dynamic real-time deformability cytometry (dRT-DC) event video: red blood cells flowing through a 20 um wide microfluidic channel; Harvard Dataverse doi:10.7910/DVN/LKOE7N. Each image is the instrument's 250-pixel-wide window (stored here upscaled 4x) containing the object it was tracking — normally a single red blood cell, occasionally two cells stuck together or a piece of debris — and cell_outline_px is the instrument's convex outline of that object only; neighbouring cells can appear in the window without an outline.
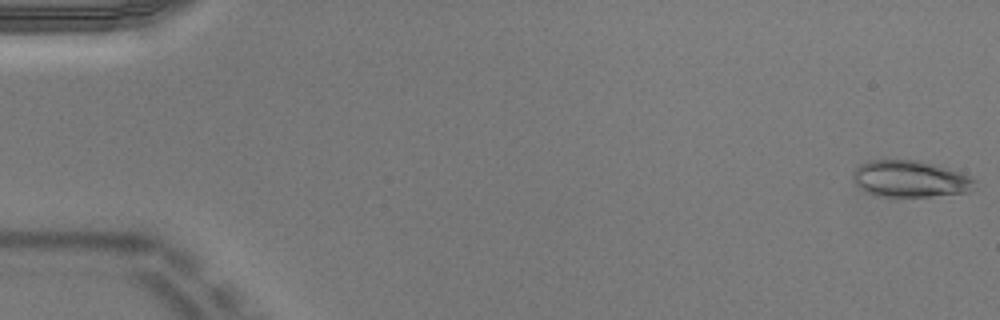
{"species": "Egyptian fruit bat (a non-hibernating species)", "species_latin": "Rousettus aegyptiacus", "temperature_condition": "warm", "stored_images_in_passage": 51, "camera_frame_rate_fps": 3000, "um_per_image_px": 0.085, "animal": {"sex": "male"}, "frame": {"image": 1, "passage_image": 1, "time_ms": 0.0, "image_size_px": [1000, 320], "cell_outline_px": [[976, 180], [968, 192], [928, 196], [876, 196], [868, 192], [856, 184], [852, 180], [852, 172], [860, 164], [868, 160], [912, 160], [932, 164], [960, 172]], "centroid_in_image_um": [77.3, 15.2], "position_along_channel_um": 7.7, "area_um2": 25.55}}
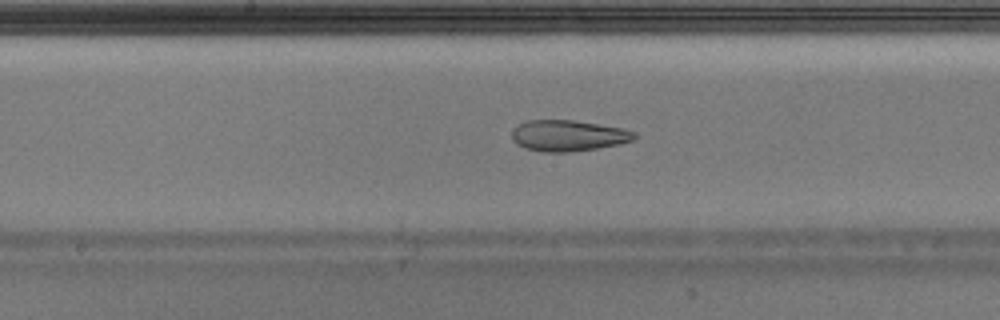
{"frame": {"image": 2, "passage_image": 27, "time_ms": 8.667, "image_size_px": [1000, 320], "cell_outline_px": [[636, 136], [632, 140], [620, 144], [596, 148], [568, 152], [540, 152], [524, 148], [516, 144], [512, 140], [512, 132], [520, 124], [528, 120], [572, 120], [624, 128], [636, 132]], "centroid_in_image_um": [48.29, 11.53], "position_along_channel_um": 199.9, "area_um2": 22.14}}
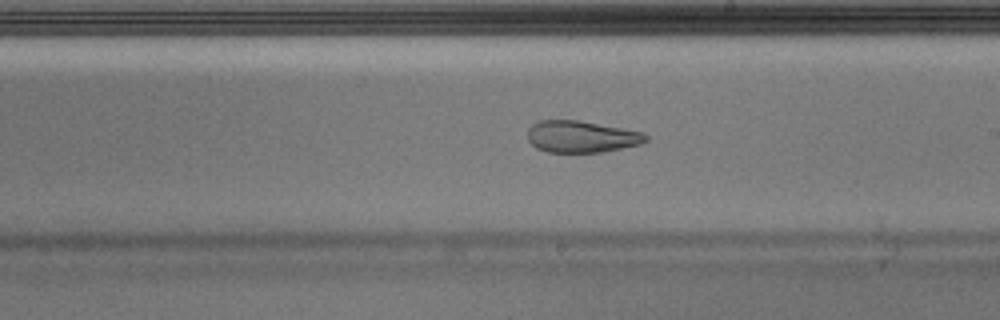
{"frame": {"image": 3, "passage_image": 30, "time_ms": 9.667, "image_size_px": [1000, 320], "cell_outline_px": [[648, 140], [640, 144], [600, 152], [548, 152], [536, 148], [528, 140], [528, 128], [532, 124], [540, 120], [580, 120], [644, 132], [648, 136]], "centroid_in_image_um": [49.41, 11.6], "position_along_channel_um": 239.6, "area_um2": 21.91}, "authors_computed_cell_mechanics": {"area_um2": 25.143, "velocity_mm_per_s": 3.9843, "shape_relaxation_time_tau1_ms": null, "shape_relaxation_time_tau2_ms": 1.939, "deformation_change_tau1": null, "deformation_change_tau2": 0.0848}}